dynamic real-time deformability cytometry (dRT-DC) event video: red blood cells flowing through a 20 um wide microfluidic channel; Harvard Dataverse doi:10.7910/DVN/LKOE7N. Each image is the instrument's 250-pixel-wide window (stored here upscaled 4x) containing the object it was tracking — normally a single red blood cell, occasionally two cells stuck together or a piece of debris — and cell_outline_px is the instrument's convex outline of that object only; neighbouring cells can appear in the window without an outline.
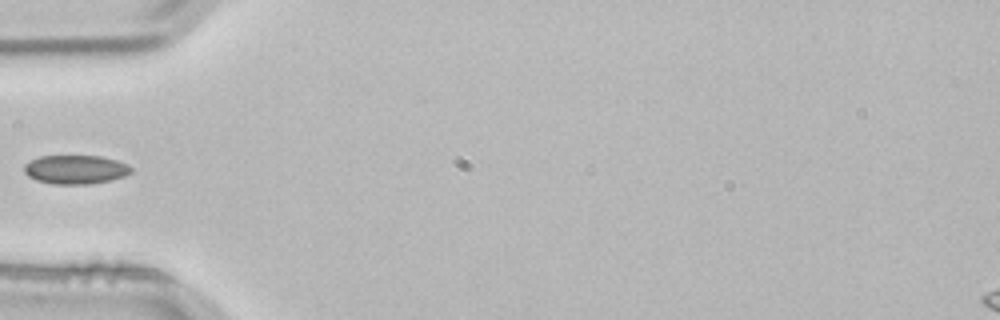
{"species": "common noctule bat (a hibernating species)", "species_latin": "Nyctalus noctula", "temperature_condition": "room temperature", "stored_images_in_passage": 3, "camera_frame_rate_fps": 3000, "um_per_image_px": 0.085, "animal": {"sex": "male", "body_mass_g": 21.5, "forearm_length_mm": 52.0}, "frame": {"image": 1, "passage_image": 3, "time_ms": 0.667, "image_size_px": [1000, 320], "cell_outline_px": [[132, 172], [124, 176], [112, 180], [88, 184], [52, 184], [36, 180], [28, 176], [24, 172], [24, 164], [28, 160], [40, 156], [100, 156], [116, 160], [128, 164], [132, 168]], "centroid_in_image_um": [6.4, 14.41], "position_along_channel_um": 78.6, "area_um2": 18.15}}